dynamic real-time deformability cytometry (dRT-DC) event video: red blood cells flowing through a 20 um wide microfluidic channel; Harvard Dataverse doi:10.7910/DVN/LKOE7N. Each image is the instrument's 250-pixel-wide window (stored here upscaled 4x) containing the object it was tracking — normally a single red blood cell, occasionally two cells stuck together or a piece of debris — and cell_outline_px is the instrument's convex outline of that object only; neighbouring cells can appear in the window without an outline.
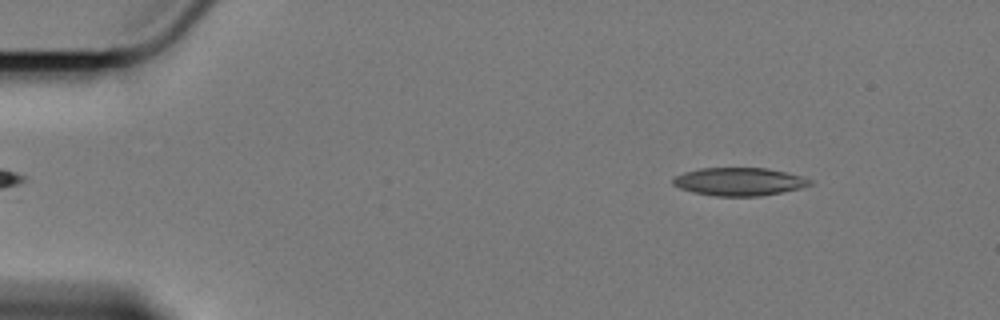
{"species": "Egyptian fruit bat (a non-hibernating species)", "species_latin": "Rousettus aegyptiacus", "temperature_condition": "cold", "stored_images_in_passage": 12, "camera_frame_rate_fps": 3000, "um_per_image_px": 0.085, "animal": {"sex": "female"}, "frame": {"image": 1, "passage_image": 8, "time_ms": 2.333, "image_size_px": [1000, 320], "cell_outline_px": [[812, 184], [800, 188], [760, 196], [716, 196], [692, 192], [680, 188], [672, 184], [672, 180], [676, 176], [684, 172], [700, 168], [768, 168], [800, 176], [812, 180]], "centroid_in_image_um": [62.8, 15.44], "position_along_channel_um": 22.2, "area_um2": 22.2}}